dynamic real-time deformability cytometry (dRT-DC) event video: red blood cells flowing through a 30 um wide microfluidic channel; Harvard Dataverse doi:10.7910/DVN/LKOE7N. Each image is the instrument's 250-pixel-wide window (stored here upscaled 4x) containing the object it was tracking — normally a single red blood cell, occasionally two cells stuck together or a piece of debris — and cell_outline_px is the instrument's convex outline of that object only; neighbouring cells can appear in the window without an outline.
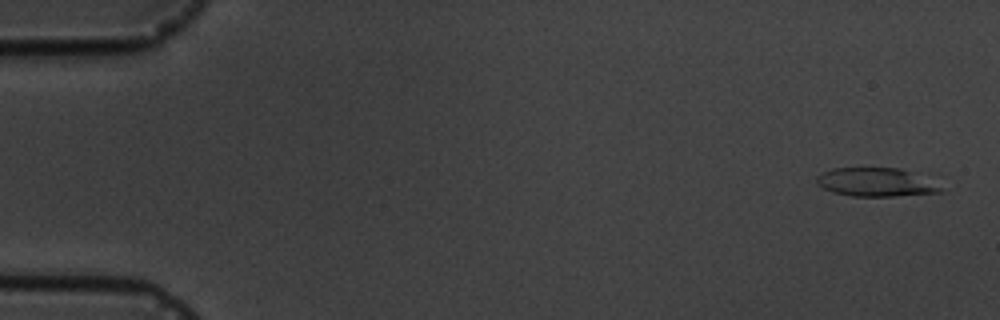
{"species": "common noctule bat (a hibernating species)", "species_latin": "Nyctalus noctula", "temperature_condition": "cold", "stored_images_in_passage": 4, "camera_frame_rate_fps": 3000, "um_per_image_px": 0.085, "animal": {"sex": "male", "body_mass_g": 19.5, "forearm_length_mm": 54.6}, "frame": {"image": 1, "passage_image": 1, "time_ms": 0.0, "image_size_px": [1000, 320], "cell_outline_px": [[944, 188], [940, 192], [896, 196], [852, 196], [832, 192], [816, 184], [816, 176], [832, 168], [900, 168]], "centroid_in_image_um": [74.36, 15.5], "position_along_channel_um": 10.6, "area_um2": 20.23}}
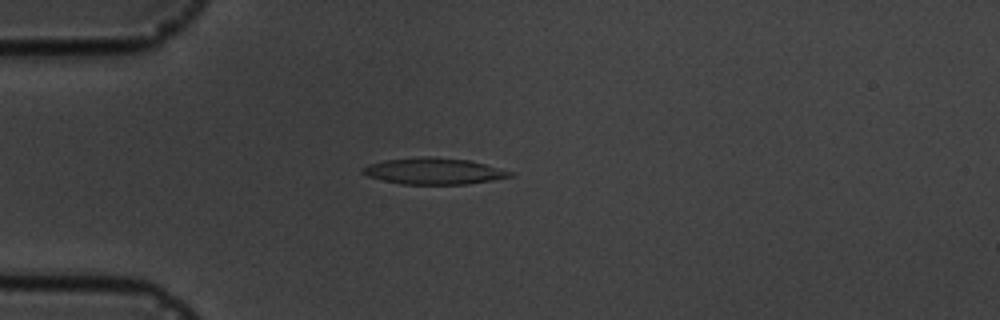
{"frame": {"image": 2, "passage_image": 4, "time_ms": 4.333, "image_size_px": [1000, 320], "cell_outline_px": [[512, 176], [492, 180], [468, 184], [400, 184], [368, 176], [360, 172], [360, 168], [368, 164], [384, 160], [424, 156], [428, 156], [468, 160], [484, 164], [512, 172]], "centroid_in_image_um": [36.81, 14.54], "position_along_channel_um": 48.2, "area_um2": 22.48}}